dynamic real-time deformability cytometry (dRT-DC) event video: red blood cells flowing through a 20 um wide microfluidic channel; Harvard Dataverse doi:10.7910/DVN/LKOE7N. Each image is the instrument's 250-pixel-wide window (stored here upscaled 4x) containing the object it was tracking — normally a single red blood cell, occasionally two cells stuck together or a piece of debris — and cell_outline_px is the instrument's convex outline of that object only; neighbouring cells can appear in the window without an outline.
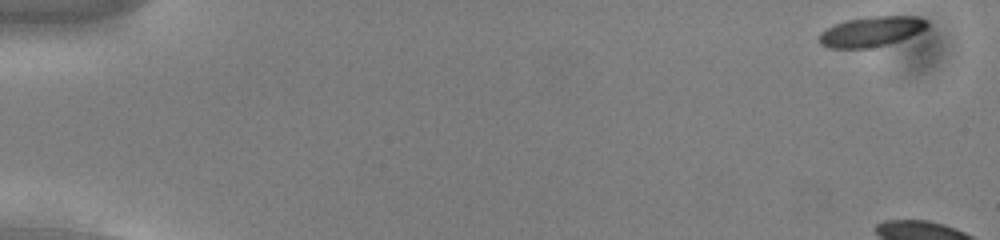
{"species": "common noctule bat (a hibernating species)", "species_latin": "Nyctalus noctula", "temperature_condition": "cold", "stored_images_in_passage": 9, "camera_frame_rate_fps": 3000, "um_per_image_px": 0.085, "animal": {"sex": "male", "body_mass_g": 13.0, "forearm_length_mm": 53.1}, "frame": {"image": 1, "passage_image": 1, "time_ms": 0.0, "image_size_px": [1000, 240], "cell_outline_px": [[928, 24], [924, 28], [900, 40], [888, 44], [872, 48], [828, 48], [820, 44], [820, 32], [836, 24], [848, 20], [876, 16], [916, 16], [928, 20]], "centroid_in_image_um": [74.03, 2.69], "position_along_channel_um": 11.0, "area_um2": 18.55}}